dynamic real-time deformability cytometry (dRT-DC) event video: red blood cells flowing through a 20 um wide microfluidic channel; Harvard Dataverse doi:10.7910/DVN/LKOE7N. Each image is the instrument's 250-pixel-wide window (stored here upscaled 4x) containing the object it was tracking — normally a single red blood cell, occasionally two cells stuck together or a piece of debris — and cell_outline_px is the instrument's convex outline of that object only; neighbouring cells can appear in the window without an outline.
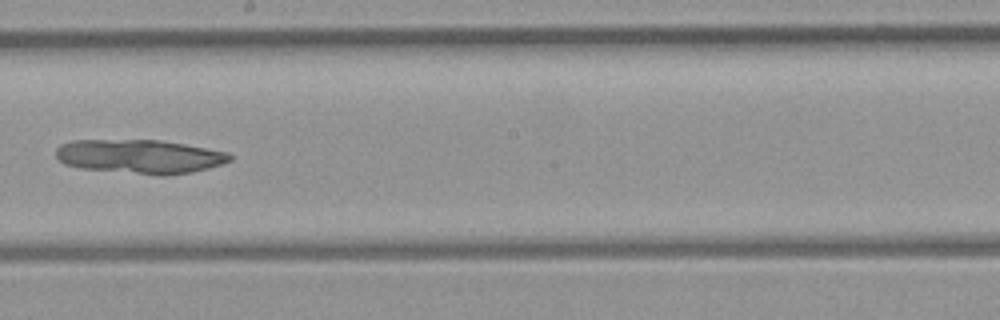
{"species": "common noctule bat (a hibernating species)", "species_latin": "Nyctalus noctula", "temperature_condition": "room temperature", "stored_images_in_passage": 37, "camera_frame_rate_fps": 3000, "um_per_image_px": 0.085, "animal": {"sex": "female", "body_mass_g": 21.9}, "frame": {"image": 1, "passage_image": 16, "time_ms": 5.0, "image_size_px": [1000, 320], "cell_outline_px": [[232, 160], [208, 168], [192, 172], [164, 176], [160, 176], [80, 168], [64, 164], [56, 156], [56, 148], [60, 144], [72, 140], [160, 140], [184, 144], [228, 152], [232, 156]], "centroid_in_image_um": [11.87, 13.31], "position_along_channel_um": 236.3, "area_um2": 34.56}}